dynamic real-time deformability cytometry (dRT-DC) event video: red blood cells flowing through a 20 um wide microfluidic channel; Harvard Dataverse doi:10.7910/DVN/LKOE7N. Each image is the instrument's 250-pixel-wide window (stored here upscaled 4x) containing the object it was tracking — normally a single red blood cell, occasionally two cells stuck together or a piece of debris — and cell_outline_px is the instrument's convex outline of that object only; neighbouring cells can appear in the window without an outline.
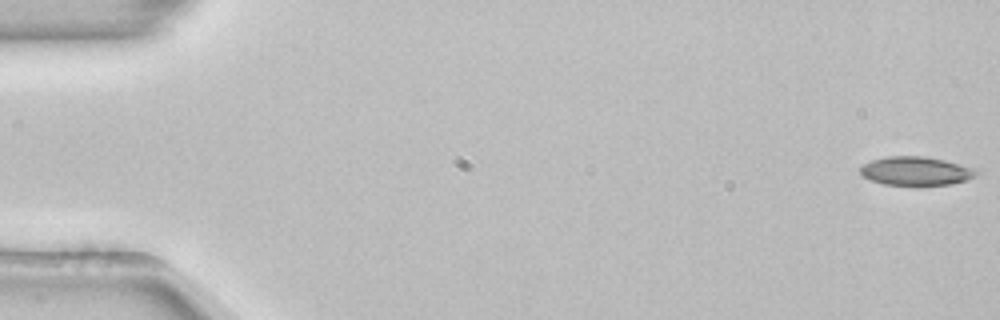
{"species": "common noctule bat (a hibernating species)", "species_latin": "Nyctalus noctula", "temperature_condition": "room temperature", "stored_images_in_passage": 54, "camera_frame_rate_fps": 3000, "um_per_image_px": 0.085, "animal": {"sex": "female", "body_mass_g": 22.7, "forearm_length_mm": 54.2}, "frame": {"image": 1, "passage_image": 1, "time_ms": 0.0, "image_size_px": [1000, 320], "cell_outline_px": [[980, 172], [976, 176], [952, 184], [884, 184], [872, 180], [864, 176], [860, 172], [860, 168], [864, 164], [872, 160], [884, 156], [924, 156], [944, 160], [972, 168]], "centroid_in_image_um": [77.84, 14.51], "position_along_channel_um": 7.2, "area_um2": 18.96}}
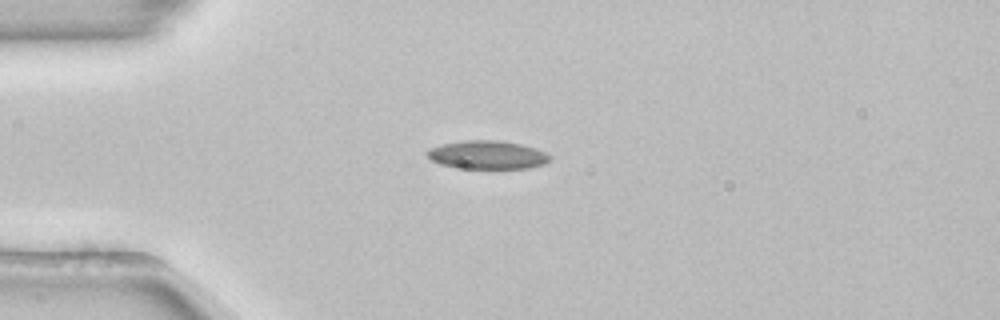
{"frame": {"image": 2, "passage_image": 14, "time_ms": 4.333, "image_size_px": [1000, 320], "cell_outline_px": [[552, 160], [544, 164], [528, 168], [456, 168], [440, 164], [432, 160], [424, 152], [428, 148], [440, 144], [464, 140], [500, 140], [520, 144], [536, 148], [552, 156]], "centroid_in_image_um": [41.41, 13.16], "position_along_channel_um": 43.6, "area_um2": 20.52}}
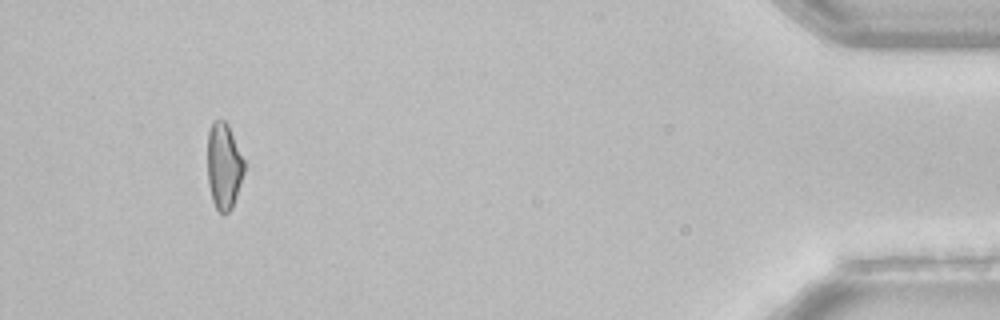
{"frame": {"image": 3, "passage_image": 50, "time_ms": 16.333, "image_size_px": [1000, 320], "cell_outline_px": [[244, 172], [232, 208], [228, 212], [220, 212], [216, 208], [212, 200], [208, 184], [208, 132], [212, 120], [224, 120], [228, 124], [244, 160]], "centroid_in_image_um": [19.02, 14.09], "position_along_channel_um": 416.2, "area_um2": 18.32}, "authors_computed_cell_mechanics": {"area_um2": 19.5942, "velocity_mm_per_s": 3.8919, "shape_relaxation_time_tau1_ms": null, "shape_relaxation_time_tau2_ms": 8.1523, "deformation_change_tau1": null, "deformation_change_tau2": 0.1515}}